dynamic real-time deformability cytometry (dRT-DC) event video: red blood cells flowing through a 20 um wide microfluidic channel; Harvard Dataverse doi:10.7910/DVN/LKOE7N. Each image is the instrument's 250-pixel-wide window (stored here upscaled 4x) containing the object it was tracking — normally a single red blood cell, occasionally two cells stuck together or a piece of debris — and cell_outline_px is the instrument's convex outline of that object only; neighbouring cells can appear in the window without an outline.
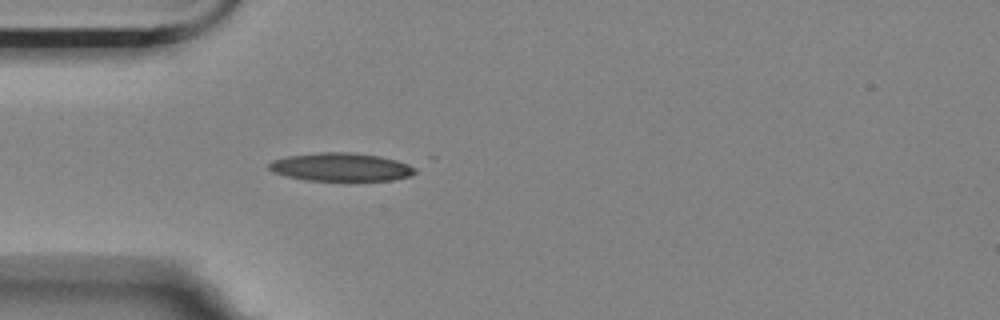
{"species": "Egyptian fruit bat (a non-hibernating species)", "species_latin": "Rousettus aegyptiacus", "temperature_condition": "room temperature", "stored_images_in_passage": 1, "camera_frame_rate_fps": 3000, "um_per_image_px": 0.085, "animal": {"sex": "female"}, "frame": {"image": 1, "passage_image": 1, "time_ms": 0.0, "image_size_px": [1000, 320], "cell_outline_px": [[416, 172], [412, 176], [392, 180], [304, 180], [272, 172], [268, 168], [268, 164], [272, 160], [288, 156], [316, 152], [348, 152], [380, 156], [396, 160], [408, 164], [416, 168]], "centroid_in_image_um": [28.97, 14.19], "position_along_channel_um": 56.0, "area_um2": 24.04}}